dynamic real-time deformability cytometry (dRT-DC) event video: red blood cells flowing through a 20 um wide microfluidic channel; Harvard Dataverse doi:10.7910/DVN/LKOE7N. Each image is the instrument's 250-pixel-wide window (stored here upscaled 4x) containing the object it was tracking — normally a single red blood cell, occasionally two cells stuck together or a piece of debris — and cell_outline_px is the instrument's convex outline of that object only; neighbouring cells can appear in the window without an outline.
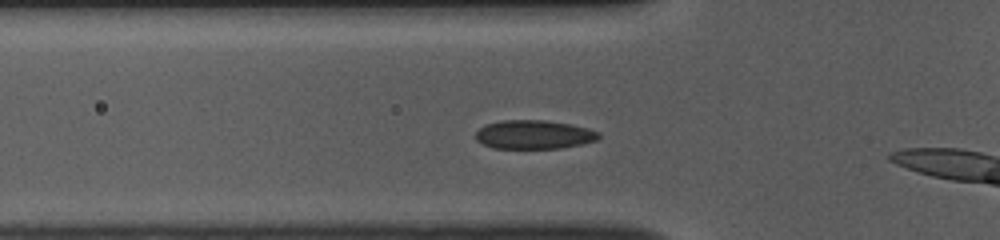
{"species": "common noctule bat (a hibernating species)", "species_latin": "Nyctalus noctula", "temperature_condition": "room temperature", "stored_images_in_passage": 15, "camera_frame_rate_fps": 3000, "um_per_image_px": 0.085, "animal": {"sex": "female", "body_mass_g": 10.0, "forearm_length_mm": 53.1}, "frame": {"image": 1, "passage_image": 3, "time_ms": 0.667, "image_size_px": [1000, 240], "cell_outline_px": [[600, 136], [596, 140], [580, 144], [560, 148], [492, 148], [476, 140], [476, 132], [484, 124], [500, 120], [544, 120], [572, 124], [588, 128], [600, 132]], "centroid_in_image_um": [45.37, 11.43], "position_along_channel_um": 80.4, "area_um2": 20.69}}
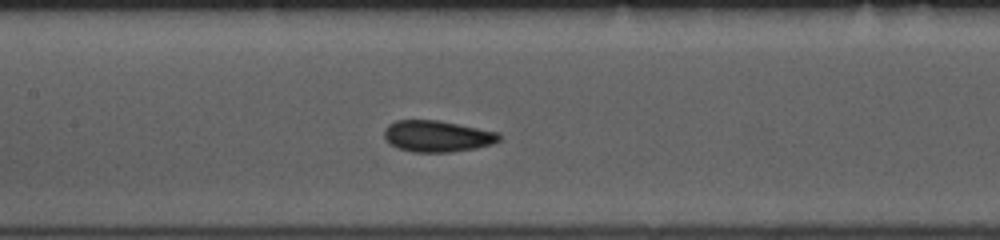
{"frame": {"image": 2, "passage_image": 10, "time_ms": 3.0, "image_size_px": [1000, 240], "cell_outline_px": [[500, 140], [492, 144], [476, 148], [452, 152], [412, 152], [396, 148], [388, 144], [384, 136], [384, 128], [388, 124], [396, 120], [440, 120], [500, 132]], "centroid_in_image_um": [37.15, 11.57], "position_along_channel_um": 170.3, "area_um2": 21.39}}
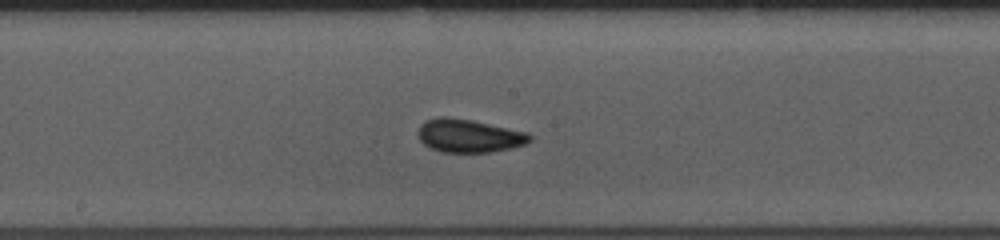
{"frame": {"image": 3, "passage_image": 13, "time_ms": 4.0, "image_size_px": [1000, 240], "cell_outline_px": [[532, 140], [524, 144], [512, 148], [488, 152], [440, 152], [424, 144], [420, 140], [420, 124], [436, 116], [444, 116], [472, 120], [528, 132], [532, 136]], "centroid_in_image_um": [39.89, 11.54], "position_along_channel_um": 208.3, "area_um2": 21.5}}